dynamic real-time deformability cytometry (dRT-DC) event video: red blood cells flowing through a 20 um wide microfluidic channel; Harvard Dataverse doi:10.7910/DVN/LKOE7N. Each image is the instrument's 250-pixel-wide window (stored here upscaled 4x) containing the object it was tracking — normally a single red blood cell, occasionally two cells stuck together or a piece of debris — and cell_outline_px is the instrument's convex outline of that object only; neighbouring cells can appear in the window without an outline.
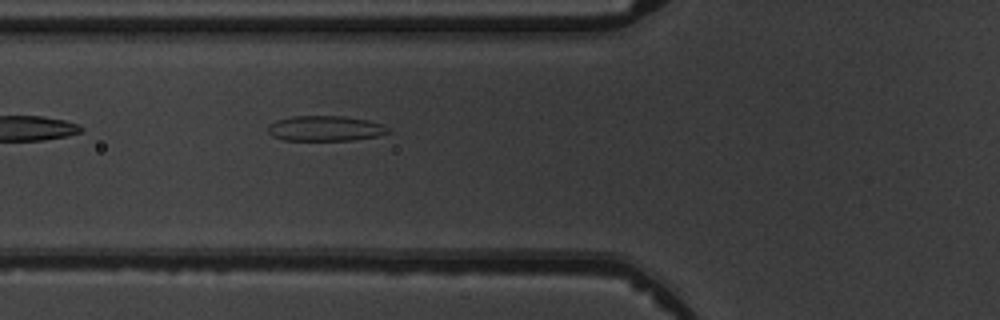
{"species": "common noctule bat (a hibernating species)", "species_latin": "Nyctalus noctula", "temperature_condition": "warm", "stored_images_in_passage": 2, "camera_frame_rate_fps": 3000, "um_per_image_px": 0.085, "animal": {"sex": "male", "body_mass_g": 19.5, "forearm_length_mm": 54.6}, "frame": {"image": 1, "passage_image": 2, "time_ms": 1.333, "image_size_px": [1000, 320], "cell_outline_px": [[392, 132], [376, 136], [352, 140], [284, 140], [272, 136], [268, 132], [268, 124], [276, 120], [292, 116], [344, 116], [368, 120], [380, 124], [388, 128]], "centroid_in_image_um": [27.62, 10.91], "position_along_channel_um": 98.2, "area_um2": 17.69}}